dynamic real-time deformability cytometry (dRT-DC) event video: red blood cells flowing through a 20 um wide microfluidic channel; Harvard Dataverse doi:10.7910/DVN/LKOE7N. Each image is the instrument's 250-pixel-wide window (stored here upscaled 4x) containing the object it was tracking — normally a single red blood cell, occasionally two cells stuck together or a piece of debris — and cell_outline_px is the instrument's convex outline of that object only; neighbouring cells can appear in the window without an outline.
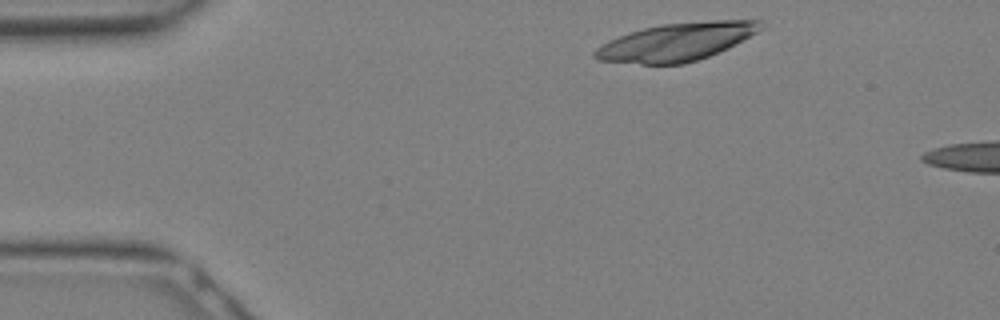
{"species": "Egyptian fruit bat (a non-hibernating species)", "species_latin": "Rousettus aegyptiacus", "temperature_condition": "warm", "stored_images_in_passage": 4, "camera_frame_rate_fps": 3000, "um_per_image_px": 0.085, "animal": {"sex": "female"}, "frame": {"image": 1, "passage_image": 1, "time_ms": 0.0, "image_size_px": [1000, 320], "cell_outline_px": [[764, 28], [728, 48], [708, 56], [684, 64], [640, 64], [600, 60], [592, 56], [592, 52], [596, 48], [608, 40], [628, 32], [660, 24], [712, 20], [760, 20]], "centroid_in_image_um": [57.48, 3.55], "position_along_channel_um": 27.5, "area_um2": 36.59}}